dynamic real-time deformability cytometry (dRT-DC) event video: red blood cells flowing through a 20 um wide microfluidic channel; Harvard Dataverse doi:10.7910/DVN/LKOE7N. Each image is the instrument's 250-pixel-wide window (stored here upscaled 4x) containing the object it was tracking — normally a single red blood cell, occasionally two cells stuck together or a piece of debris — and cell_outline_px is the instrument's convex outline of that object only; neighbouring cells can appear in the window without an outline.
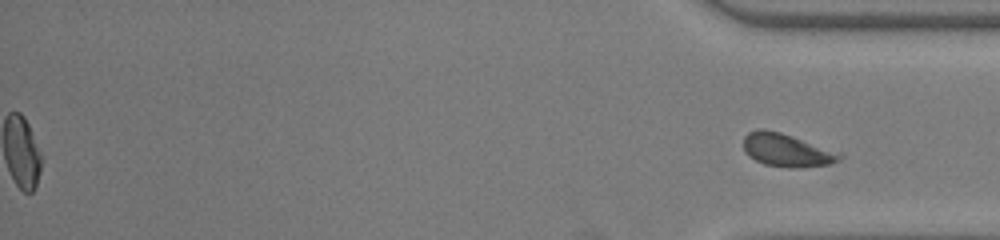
{"species": "common noctule bat (a hibernating species)", "species_latin": "Nyctalus noctula", "temperature_condition": "room temperature", "stored_images_in_passage": 56, "segment_of_instrument_passage": [2, 2], "camera_frame_rate_fps": 3000, "um_per_image_px": 0.085, "animal": {"sex": "female", "body_mass_g": 22.0, "forearm_length_mm": 56.7}, "frame": {"image": 1, "passage_image": 56, "time_ms": 18.333, "image_size_px": [1000, 240], "cell_outline_px": [[844, 156], [840, 160], [828, 164], [800, 168], [788, 168], [764, 164], [748, 156], [744, 152], [744, 136], [748, 132], [756, 128], [764, 128], [780, 132], [844, 152]], "centroid_in_image_um": [66.91, 12.75], "position_along_channel_um": 368.3, "area_um2": 19.02}}